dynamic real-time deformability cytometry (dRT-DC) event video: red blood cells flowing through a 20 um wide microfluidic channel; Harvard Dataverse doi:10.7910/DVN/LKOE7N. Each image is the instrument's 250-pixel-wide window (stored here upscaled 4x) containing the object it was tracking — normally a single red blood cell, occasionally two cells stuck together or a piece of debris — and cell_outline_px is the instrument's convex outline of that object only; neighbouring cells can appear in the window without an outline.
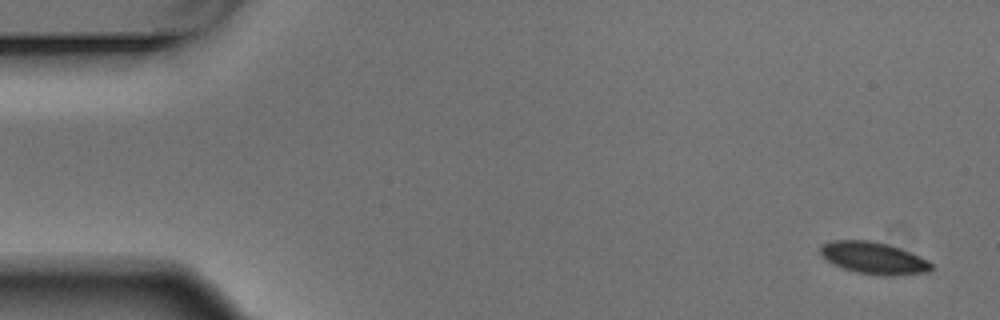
{"species": "Egyptian fruit bat (a non-hibernating species)", "species_latin": "Rousettus aegyptiacus", "temperature_condition": "warm", "stored_images_in_passage": 8, "camera_frame_rate_fps": 3000, "um_per_image_px": 0.085, "animal": {"sex": "male"}, "frame": {"image": 1, "passage_image": 1, "time_ms": 0.0, "image_size_px": [1000, 320], "cell_outline_px": [[932, 268], [928, 272], [888, 276], [880, 276], [856, 272], [832, 264], [820, 252], [820, 244], [832, 240], [872, 240], [900, 248], [928, 260], [932, 264]], "centroid_in_image_um": [74.25, 21.93], "position_along_channel_um": 10.8, "area_um2": 20.63}}
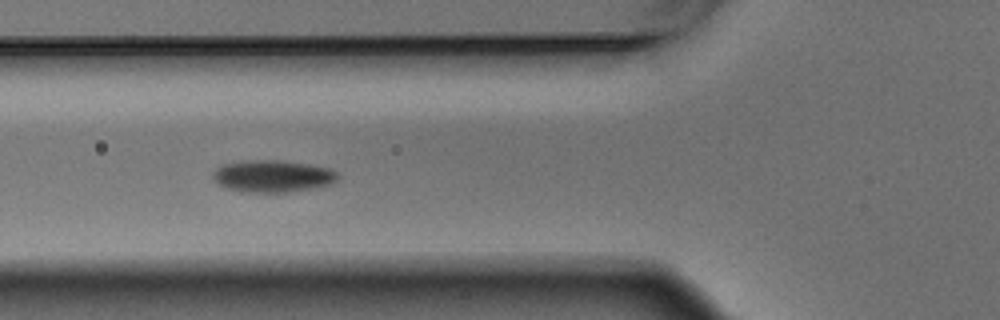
{"frame": {"image": 2, "passage_image": 6, "time_ms": 1.667, "image_size_px": [1000, 320], "cell_outline_px": [[340, 176], [332, 184], [288, 192], [240, 192], [224, 188], [212, 180], [212, 172], [216, 168], [224, 164], [244, 160], [280, 160], [308, 164], [328, 168], [336, 172]], "centroid_in_image_um": [23.11, 14.97], "position_along_channel_um": 102.7, "area_um2": 23.52}}
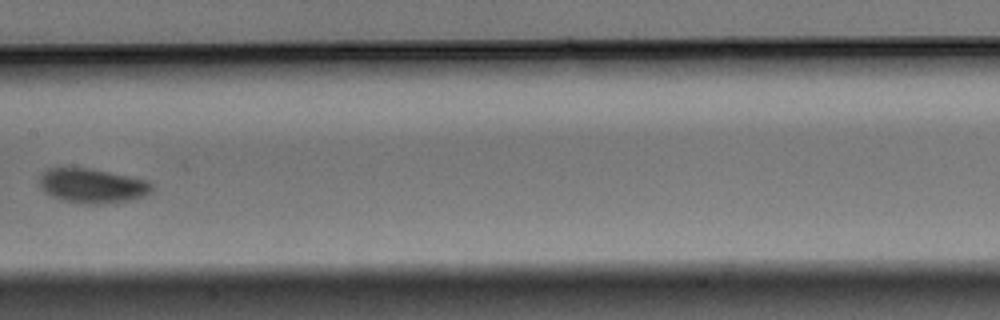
{"frame": {"image": 3, "passage_image": 8, "time_ms": 2.333, "image_size_px": [1000, 320], "cell_outline_px": [[152, 192], [144, 196], [128, 200], [96, 204], [84, 204], [60, 200], [44, 192], [40, 188], [40, 176], [44, 168], [92, 168], [148, 180], [152, 184]], "centroid_in_image_um": [7.82, 15.78], "position_along_channel_um": 199.6, "area_um2": 22.77}}